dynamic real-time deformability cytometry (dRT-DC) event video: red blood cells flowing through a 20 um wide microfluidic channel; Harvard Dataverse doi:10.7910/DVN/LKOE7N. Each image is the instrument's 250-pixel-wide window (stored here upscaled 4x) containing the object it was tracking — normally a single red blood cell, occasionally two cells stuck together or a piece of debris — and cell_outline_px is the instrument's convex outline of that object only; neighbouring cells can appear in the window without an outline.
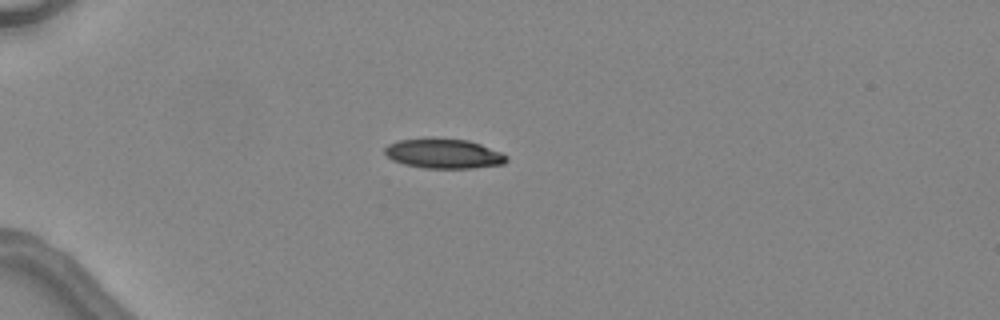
{"species": "common noctule bat (a hibernating species)", "species_latin": "Nyctalus noctula", "temperature_condition": "warm", "stored_images_in_passage": 7, "camera_frame_rate_fps": 3000, "um_per_image_px": 0.085, "animal": {"sex": "female", "body_mass_g": 24.6, "forearm_length_mm": 56.2}, "frame": {"image": 1, "passage_image": 5, "time_ms": 5.0, "image_size_px": [1000, 320], "cell_outline_px": [[508, 160], [504, 164], [472, 168], [424, 168], [404, 164], [392, 160], [384, 152], [384, 148], [388, 144], [400, 140], [428, 136], [432, 136], [468, 140], [480, 144], [500, 152], [508, 156]], "centroid_in_image_um": [37.69, 13.03], "position_along_channel_um": 47.3, "area_um2": 21.5}}